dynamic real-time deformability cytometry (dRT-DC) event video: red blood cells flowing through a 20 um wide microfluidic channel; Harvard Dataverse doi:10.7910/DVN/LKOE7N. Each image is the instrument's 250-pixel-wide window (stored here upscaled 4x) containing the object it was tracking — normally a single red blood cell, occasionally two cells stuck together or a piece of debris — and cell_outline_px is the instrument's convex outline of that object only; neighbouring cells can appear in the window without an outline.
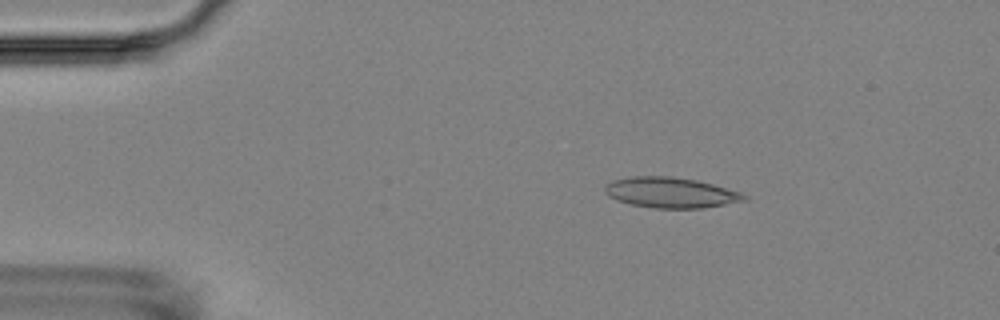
{"species": "Egyptian fruit bat (a non-hibernating species)", "species_latin": "Rousettus aegyptiacus", "temperature_condition": "room temperature", "stored_images_in_passage": 2, "camera_frame_rate_fps": 3000, "um_per_image_px": 0.085, "animal": {"sex": "female"}, "frame": {"image": 1, "passage_image": 1, "time_ms": 0.0, "image_size_px": [1000, 320], "cell_outline_px": [[748, 200], [704, 208], [652, 208], [632, 204], [616, 200], [608, 196], [604, 192], [604, 184], [612, 180], [632, 176], [672, 176], [696, 180], [712, 184], [740, 192], [748, 196]], "centroid_in_image_um": [56.98, 16.37], "position_along_channel_um": 28.0, "area_um2": 24.91}}